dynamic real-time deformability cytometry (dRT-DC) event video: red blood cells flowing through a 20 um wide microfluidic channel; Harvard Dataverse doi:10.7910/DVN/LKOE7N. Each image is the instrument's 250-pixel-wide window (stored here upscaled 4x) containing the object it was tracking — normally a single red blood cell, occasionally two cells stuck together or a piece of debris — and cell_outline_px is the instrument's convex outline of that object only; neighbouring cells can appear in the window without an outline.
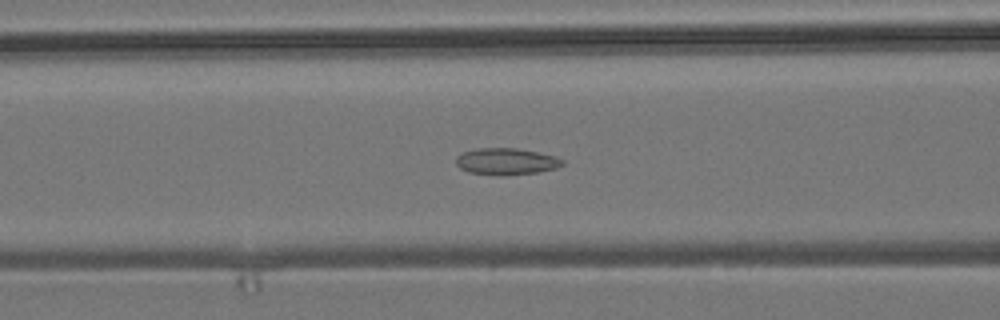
{"species": "common noctule bat (a hibernating species)", "species_latin": "Nyctalus noctula", "temperature_condition": "room temperature", "stored_images_in_passage": 53, "camera_frame_rate_fps": 3000, "um_per_image_px": 0.085, "animal": {"sex": "male", "body_mass_g": 19.2, "forearm_length_mm": 51.8}, "frame": {"image": 1, "passage_image": 21, "time_ms": 6.667, "image_size_px": [1000, 320], "cell_outline_px": [[564, 164], [556, 168], [540, 172], [500, 176], [468, 172], [460, 168], [456, 164], [456, 156], [464, 152], [476, 148], [516, 148], [556, 156], [564, 160]], "centroid_in_image_um": [43.03, 13.73], "position_along_channel_um": 123.6, "area_um2": 16.65}}
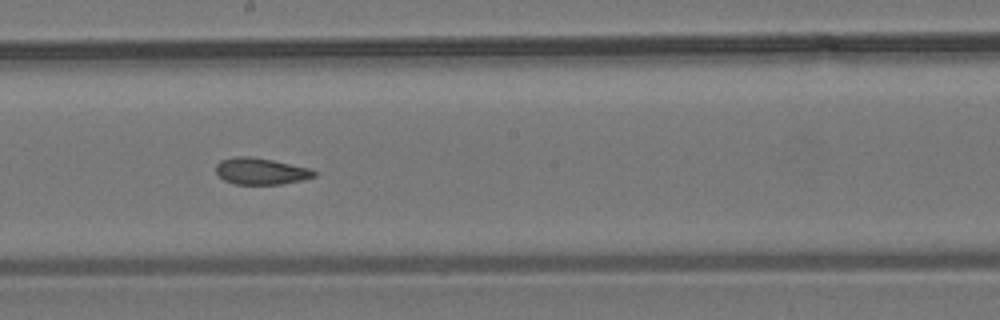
{"frame": {"image": 2, "passage_image": 29, "time_ms": 9.333, "image_size_px": [1000, 320], "cell_outline_px": [[316, 176], [304, 180], [280, 184], [236, 184], [224, 180], [216, 172], [216, 164], [220, 160], [236, 156], [248, 156], [272, 160], [308, 168], [316, 172]], "centroid_in_image_um": [22.16, 14.55], "position_along_channel_um": 226.0, "area_um2": 15.09}}
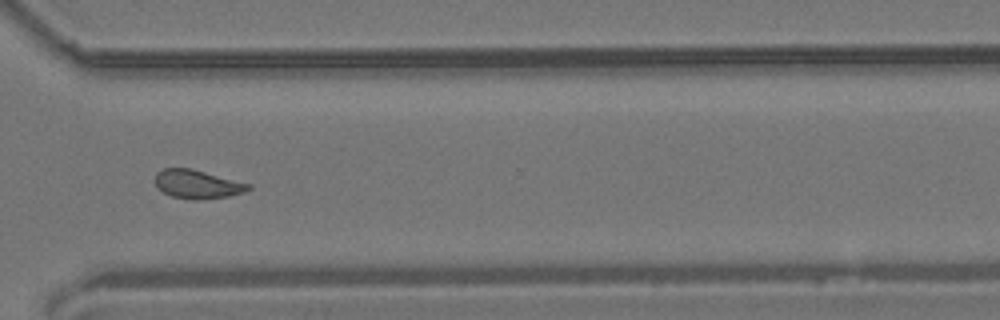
{"frame": {"image": 3, "passage_image": 39, "time_ms": 12.667, "image_size_px": [1000, 320], "cell_outline_px": [[252, 188], [244, 192], [228, 196], [204, 200], [192, 200], [172, 196], [156, 188], [156, 172], [164, 168], [192, 168], [252, 184]], "centroid_in_image_um": [16.8, 15.66], "position_along_channel_um": 353.8, "area_um2": 15.78}, "authors_computed_cell_mechanics": {"area_um2": 16.0106, "velocity_mm_per_s": 3.8515, "shape_relaxation_time_tau1_ms": null, "shape_relaxation_time_tau2_ms": 2.557, "deformation_change_tau1": null, "deformation_change_tau2": 0.0833}}